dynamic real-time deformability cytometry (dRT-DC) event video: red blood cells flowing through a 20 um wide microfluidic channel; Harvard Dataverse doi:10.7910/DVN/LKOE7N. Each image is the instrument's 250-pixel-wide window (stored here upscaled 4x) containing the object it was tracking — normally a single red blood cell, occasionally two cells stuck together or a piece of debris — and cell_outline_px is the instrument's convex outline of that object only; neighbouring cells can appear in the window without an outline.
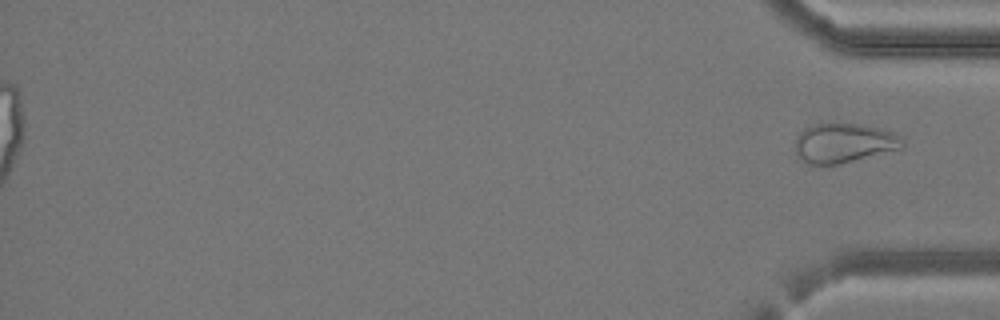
{"species": "common noctule bat (a hibernating species)", "species_latin": "Nyctalus noctula", "temperature_condition": "cold", "stored_images_in_passage": 40, "camera_frame_rate_fps": 3000, "um_per_image_px": 0.085, "animal": {"sex": "female", "body_mass_g": 24.6, "forearm_length_mm": 56.2}, "frame": {"image": 1, "passage_image": 40, "time_ms": 13.0, "image_size_px": [1000, 320], "cell_outline_px": [[904, 144], [900, 148], [836, 164], [808, 164], [796, 156], [796, 136], [804, 128], [820, 120], [860, 124], [880, 128], [896, 132], [904, 140]], "centroid_in_image_um": [71.68, 12.09], "position_along_channel_um": 363.5, "area_um2": 25.09}}